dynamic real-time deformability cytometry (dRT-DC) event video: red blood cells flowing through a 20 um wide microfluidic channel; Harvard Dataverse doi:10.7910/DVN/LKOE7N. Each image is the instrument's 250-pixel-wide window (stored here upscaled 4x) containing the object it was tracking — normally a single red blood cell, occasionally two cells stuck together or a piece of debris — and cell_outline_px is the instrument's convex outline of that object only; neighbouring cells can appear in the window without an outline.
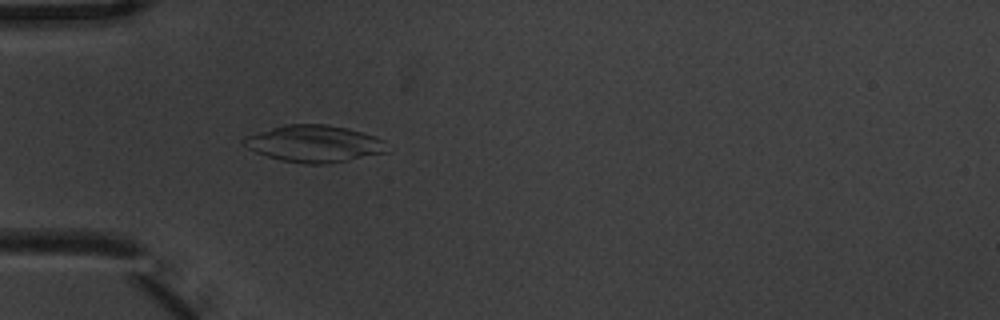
{"species": "common noctule bat (a hibernating species)", "species_latin": "Nyctalus noctula", "temperature_condition": "warm", "stored_images_in_passage": 4, "camera_frame_rate_fps": 3000, "um_per_image_px": 0.085, "animal": {"sex": "male", "body_mass_g": 20.1, "forearm_length_mm": 53.5}, "frame": {"image": 1, "passage_image": 4, "time_ms": 1.0, "image_size_px": [1000, 320], "cell_outline_px": [[388, 152], [328, 164], [304, 164], [280, 160], [256, 152], [248, 148], [244, 144], [244, 136], [284, 124], [328, 124], [348, 128], [376, 136], [384, 140]], "centroid_in_image_um": [26.73, 12.21], "position_along_channel_um": 58.3, "area_um2": 30.87}}